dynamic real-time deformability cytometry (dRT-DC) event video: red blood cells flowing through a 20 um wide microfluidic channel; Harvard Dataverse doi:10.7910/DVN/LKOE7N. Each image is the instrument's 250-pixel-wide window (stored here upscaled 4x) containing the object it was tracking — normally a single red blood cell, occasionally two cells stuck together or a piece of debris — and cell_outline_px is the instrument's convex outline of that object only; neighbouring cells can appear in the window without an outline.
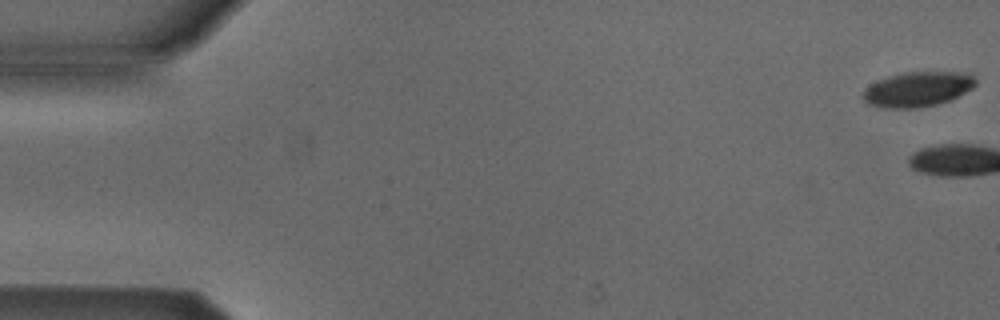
{"species": "Egyptian fruit bat (a non-hibernating species)", "species_latin": "Rousettus aegyptiacus", "temperature_condition": "cold", "stored_images_in_passage": 3, "camera_frame_rate_fps": 3000, "um_per_image_px": 0.085, "animal": {"sex": "male"}, "frame": {"image": 1, "passage_image": 1, "time_ms": 0.0, "image_size_px": [1000, 320], "cell_outline_px": [[976, 84], [972, 88], [948, 100], [936, 104], [916, 108], [884, 108], [868, 104], [864, 100], [864, 88], [880, 80], [904, 72], [956, 72], [972, 76], [976, 80]], "centroid_in_image_um": [77.97, 7.59], "position_along_channel_um": 7.0, "area_um2": 22.37}}